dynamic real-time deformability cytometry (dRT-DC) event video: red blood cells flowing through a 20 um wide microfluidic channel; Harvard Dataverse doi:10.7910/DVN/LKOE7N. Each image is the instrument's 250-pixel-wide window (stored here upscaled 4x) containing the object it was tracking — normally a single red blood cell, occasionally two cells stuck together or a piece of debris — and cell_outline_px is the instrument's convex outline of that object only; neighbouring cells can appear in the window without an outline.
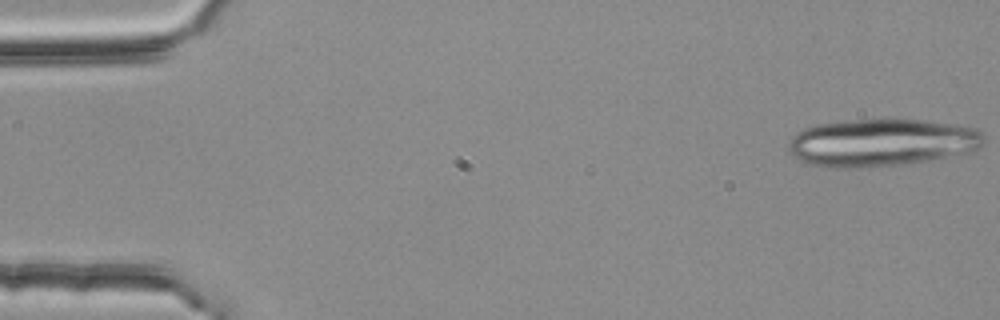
{"species": "common noctule bat (a hibernating species)", "species_latin": "Nyctalus noctula", "temperature_condition": "room temperature", "stored_images_in_passage": 20, "camera_frame_rate_fps": 3000, "um_per_image_px": 0.085, "animal": {"sex": "female", "body_mass_g": 25.1}, "frame": {"image": 1, "passage_image": 1, "time_ms": 0.0, "image_size_px": [1000, 320], "cell_outline_px": [[984, 144], [972, 152], [928, 160], [900, 164], [860, 168], [824, 168], [808, 164], [792, 156], [788, 148], [788, 144], [792, 136], [796, 132], [804, 128], [816, 124], [884, 116], [896, 116], [976, 128], [984, 132]], "centroid_in_image_um": [74.91, 12.09], "position_along_channel_um": 10.1, "area_um2": 55.55}}